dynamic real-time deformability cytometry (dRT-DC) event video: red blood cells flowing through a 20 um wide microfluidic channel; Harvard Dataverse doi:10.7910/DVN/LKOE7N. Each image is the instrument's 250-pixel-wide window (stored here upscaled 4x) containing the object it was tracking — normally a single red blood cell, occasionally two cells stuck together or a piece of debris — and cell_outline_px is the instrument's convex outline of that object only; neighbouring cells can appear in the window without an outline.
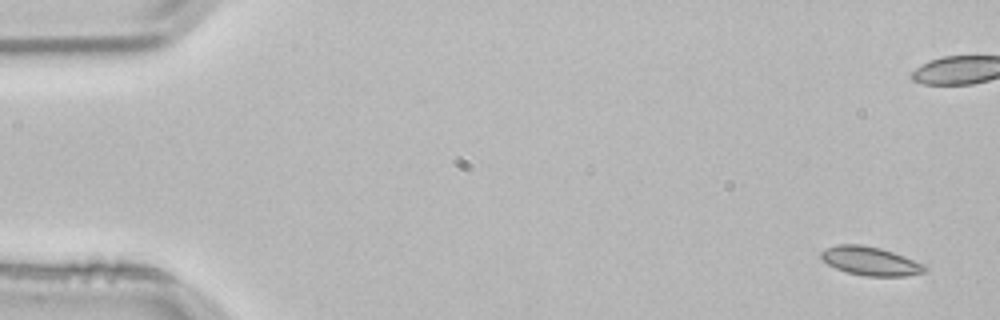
{"species": "common noctule bat (a hibernating species)", "species_latin": "Nyctalus noctula", "temperature_condition": "room temperature", "stored_images_in_passage": 5, "camera_frame_rate_fps": 3000, "um_per_image_px": 0.085, "animal": {"sex": "male", "body_mass_g": 21.5, "forearm_length_mm": 52.0}, "frame": {"image": 1, "passage_image": 1, "time_ms": 0.0, "image_size_px": [1000, 320], "cell_outline_px": [[928, 268], [924, 272], [908, 276], [864, 276], [848, 272], [836, 268], [828, 264], [820, 256], [820, 252], [824, 248], [836, 244], [860, 244], [880, 248], [892, 252], [924, 264]], "centroid_in_image_um": [73.96, 22.19], "position_along_channel_um": 11.0, "area_um2": 17.28}}